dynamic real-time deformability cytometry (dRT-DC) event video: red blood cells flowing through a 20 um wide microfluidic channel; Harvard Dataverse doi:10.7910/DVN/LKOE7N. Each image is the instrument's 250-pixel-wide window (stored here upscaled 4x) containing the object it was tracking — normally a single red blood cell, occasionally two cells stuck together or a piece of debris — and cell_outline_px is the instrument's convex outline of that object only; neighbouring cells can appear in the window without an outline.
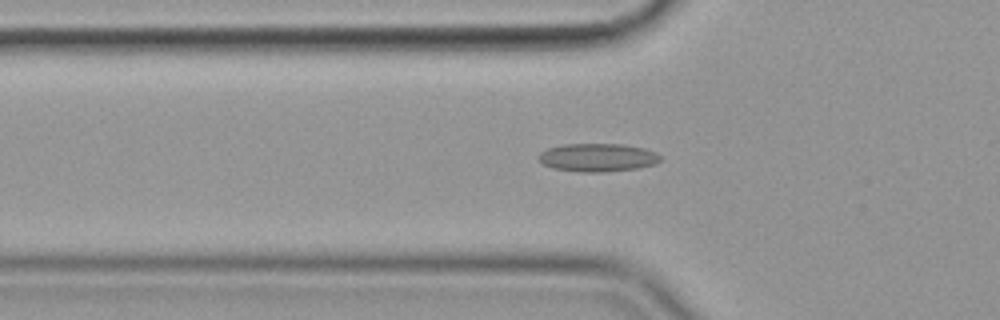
{"species": "common noctule bat (a hibernating species)", "species_latin": "Nyctalus noctula", "temperature_condition": "cold", "stored_images_in_passage": 53, "camera_frame_rate_fps": 3000, "um_per_image_px": 0.085, "animal": {"sex": "female", "body_mass_g": 19.9}, "frame": {"image": 1, "passage_image": 19, "time_ms": 6.0, "image_size_px": [1000, 320], "cell_outline_px": [[660, 160], [656, 164], [636, 168], [604, 172], [580, 172], [552, 168], [544, 164], [536, 156], [540, 152], [548, 148], [564, 144], [624, 144], [644, 148], [656, 152], [660, 156]], "centroid_in_image_um": [50.79, 13.38], "position_along_channel_um": 75.0, "area_um2": 20.06}}
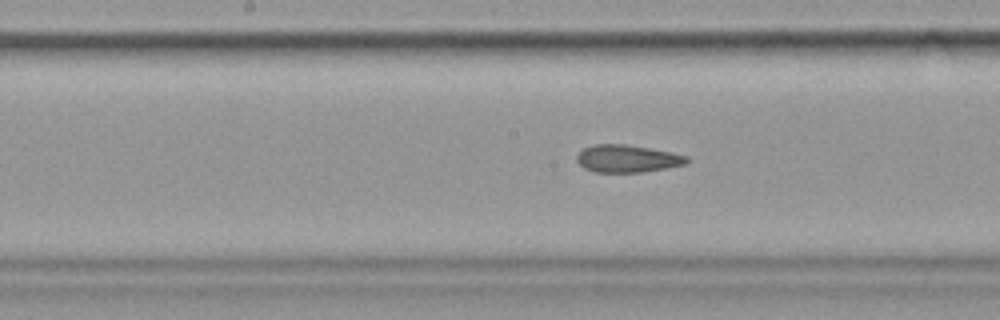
{"frame": {"image": 2, "passage_image": 29, "time_ms": 9.333, "image_size_px": [1000, 320], "cell_outline_px": [[688, 164], [640, 172], [596, 172], [584, 168], [576, 160], [576, 156], [584, 148], [592, 144], [624, 144], [672, 152], [688, 156]], "centroid_in_image_um": [53.32, 13.48], "position_along_channel_um": 194.9, "area_um2": 17.51}}
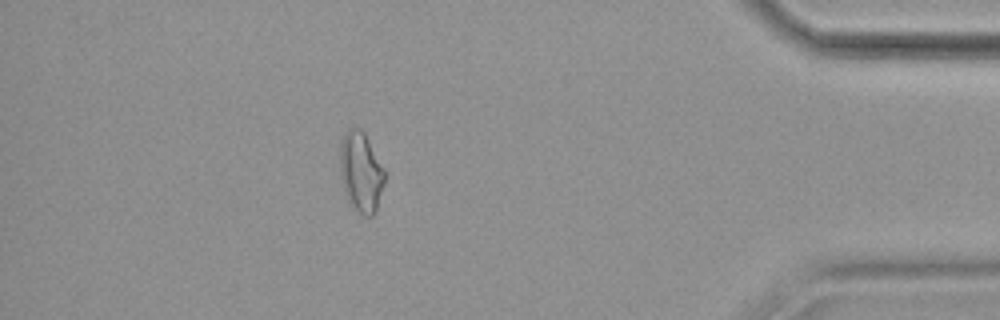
{"frame": {"image": 3, "passage_image": 50, "time_ms": 16.333, "image_size_px": [1000, 320], "cell_outline_px": [[384, 184], [376, 212], [372, 216], [364, 216], [348, 204], [344, 192], [340, 176], [340, 140], [344, 132], [348, 128], [360, 128], [364, 132], [384, 168]], "centroid_in_image_um": [30.66, 14.63], "position_along_channel_um": 404.5, "area_um2": 21.21}}